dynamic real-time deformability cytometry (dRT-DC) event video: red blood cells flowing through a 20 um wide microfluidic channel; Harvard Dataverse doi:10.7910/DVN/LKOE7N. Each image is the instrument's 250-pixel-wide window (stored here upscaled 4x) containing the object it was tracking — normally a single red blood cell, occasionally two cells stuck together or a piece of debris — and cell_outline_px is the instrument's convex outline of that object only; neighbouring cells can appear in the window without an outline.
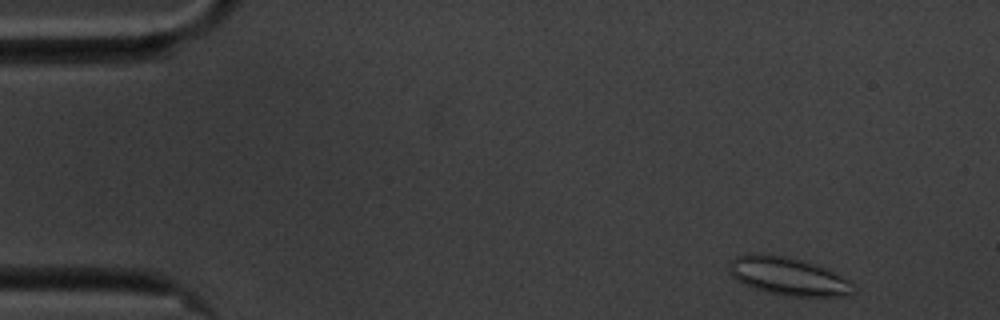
{"species": "common noctule bat (a hibernating species)", "species_latin": "Nyctalus noctula", "temperature_condition": "cold", "stored_images_in_passage": 54, "camera_frame_rate_fps": 3000, "um_per_image_px": 0.085, "animal": {"sex": "male", "body_mass_g": 20.1, "forearm_length_mm": 53.5}, "frame": {"image": 1, "passage_image": 2, "time_ms": 0.333, "image_size_px": [1000, 320], "cell_outline_px": [[856, 292], [848, 296], [784, 296], [768, 292], [744, 284], [736, 280], [732, 276], [728, 268], [732, 260], [736, 256], [784, 256], [800, 260], [828, 268], [856, 284]], "centroid_in_image_um": [67.11, 23.53], "position_along_channel_um": 17.9, "area_um2": 27.05}}
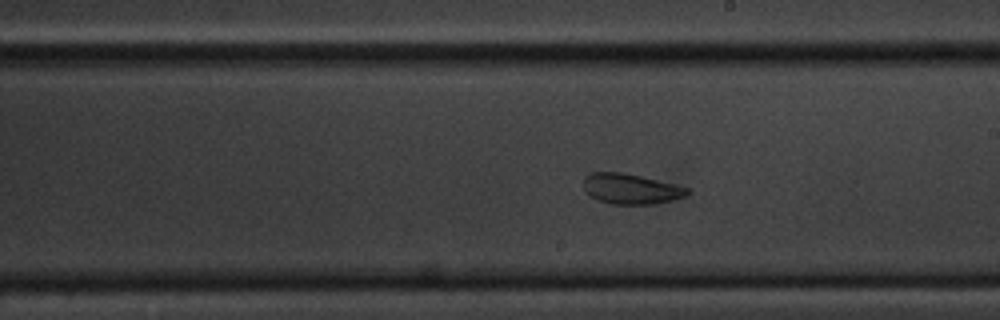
{"frame": {"image": 2, "passage_image": 29, "time_ms": 9.333, "image_size_px": [1000, 320], "cell_outline_px": [[688, 192], [684, 196], [672, 200], [656, 204], [612, 204], [600, 200], [584, 192], [584, 176], [588, 172], [620, 172], [640, 176], [676, 184], [688, 188]], "centroid_in_image_um": [53.59, 16.04], "position_along_channel_um": 235.4, "area_um2": 18.26}}
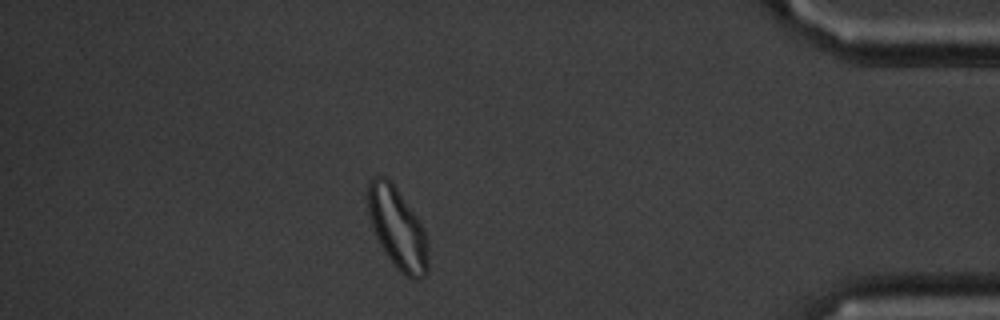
{"frame": {"image": 3, "passage_image": 47, "time_ms": 15.333, "image_size_px": [1000, 320], "cell_outline_px": [[428, 272], [424, 276], [416, 280], [412, 280], [404, 276], [396, 268], [380, 244], [372, 224], [368, 212], [368, 184], [376, 176], [384, 176], [396, 188], [424, 228], [428, 244]], "centroid_in_image_um": [33.82, 19.47], "position_along_channel_um": 401.4, "area_um2": 28.03}}